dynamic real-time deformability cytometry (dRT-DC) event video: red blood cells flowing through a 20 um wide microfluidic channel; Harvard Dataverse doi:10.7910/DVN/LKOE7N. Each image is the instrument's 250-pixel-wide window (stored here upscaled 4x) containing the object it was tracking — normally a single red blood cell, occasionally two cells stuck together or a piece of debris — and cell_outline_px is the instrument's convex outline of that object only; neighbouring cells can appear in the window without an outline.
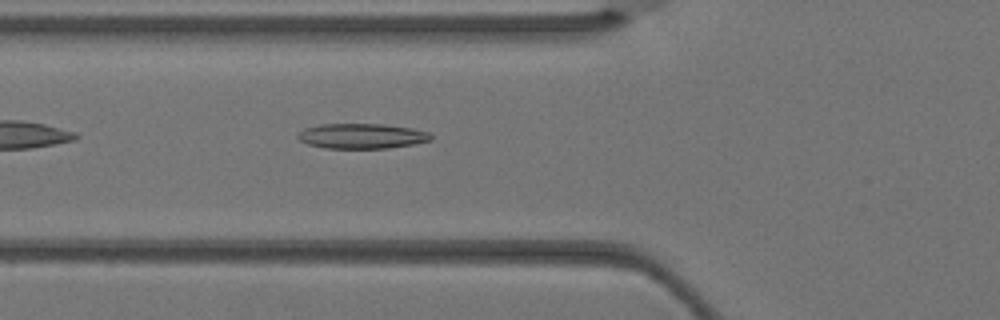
{"species": "Egyptian fruit bat (a non-hibernating species)", "species_latin": "Rousettus aegyptiacus", "temperature_condition": "warm", "stored_images_in_passage": 6, "camera_frame_rate_fps": 3000, "um_per_image_px": 0.085, "animal": {"sex": "female"}, "frame": {"image": 1, "passage_image": 6, "time_ms": 1.667, "image_size_px": [1000, 320], "cell_outline_px": [[432, 140], [412, 144], [388, 148], [324, 148], [308, 144], [300, 140], [296, 136], [304, 128], [320, 124], [384, 124], [412, 128], [428, 132], [432, 136]], "centroid_in_image_um": [30.74, 11.56], "position_along_channel_um": 95.1, "area_um2": 19.42}}